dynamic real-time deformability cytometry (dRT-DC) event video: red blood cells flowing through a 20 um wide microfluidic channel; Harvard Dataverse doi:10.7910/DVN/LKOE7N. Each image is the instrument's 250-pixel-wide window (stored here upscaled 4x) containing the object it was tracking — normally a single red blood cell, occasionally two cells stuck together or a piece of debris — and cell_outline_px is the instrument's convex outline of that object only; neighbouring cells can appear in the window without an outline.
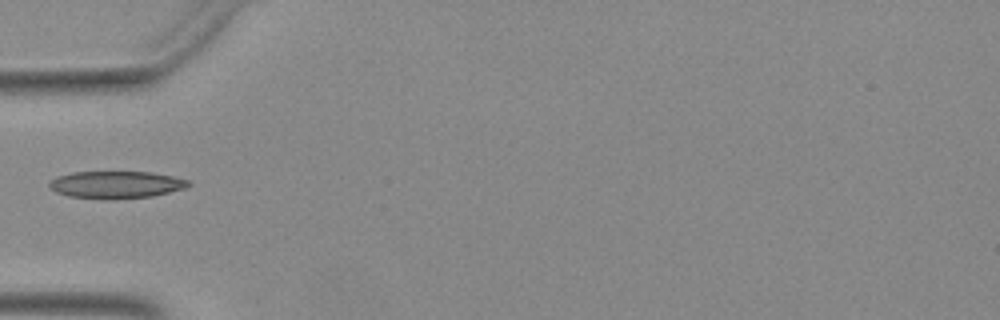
{"species": "Egyptian fruit bat (a non-hibernating species)", "species_latin": "Rousettus aegyptiacus", "temperature_condition": "warm", "stored_images_in_passage": 35, "camera_frame_rate_fps": 3000, "um_per_image_px": 0.085, "animal": {"sex": "female"}, "frame": {"image": 1, "passage_image": 1, "time_ms": 0.0, "image_size_px": [1000, 320], "cell_outline_px": [[192, 184], [184, 188], [152, 196], [68, 196], [56, 192], [48, 184], [48, 180], [56, 176], [72, 172], [152, 172], [172, 176], [188, 180]], "centroid_in_image_um": [9.86, 15.64], "position_along_channel_um": 75.1, "area_um2": 20.98}}
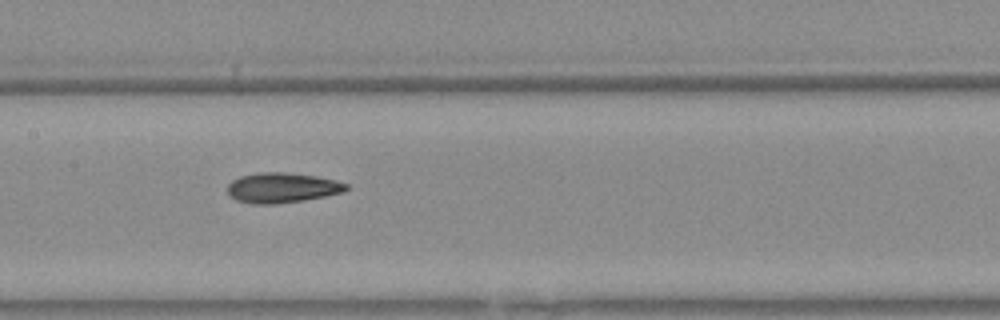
{"frame": {"image": 2, "passage_image": 9, "time_ms": 2.667, "image_size_px": [1000, 320], "cell_outline_px": [[348, 188], [344, 192], [304, 200], [276, 204], [256, 204], [236, 200], [228, 196], [228, 184], [232, 180], [240, 176], [260, 172], [284, 172], [316, 176], [336, 180], [348, 184]], "centroid_in_image_um": [23.96, 15.96], "position_along_channel_um": 183.4, "area_um2": 20.87}}
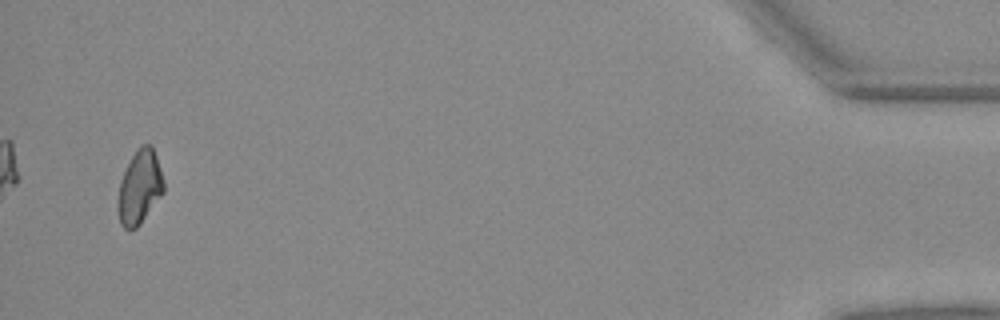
{"frame": {"image": 3, "passage_image": 33, "time_ms": 10.667, "image_size_px": [1000, 320], "cell_outline_px": [[164, 192], [140, 224], [136, 228], [124, 228], [120, 224], [116, 208], [116, 204], [120, 180], [132, 156], [140, 144], [152, 144], [164, 180]], "centroid_in_image_um": [11.85, 15.91], "position_along_channel_um": 423.3, "area_um2": 19.83}}